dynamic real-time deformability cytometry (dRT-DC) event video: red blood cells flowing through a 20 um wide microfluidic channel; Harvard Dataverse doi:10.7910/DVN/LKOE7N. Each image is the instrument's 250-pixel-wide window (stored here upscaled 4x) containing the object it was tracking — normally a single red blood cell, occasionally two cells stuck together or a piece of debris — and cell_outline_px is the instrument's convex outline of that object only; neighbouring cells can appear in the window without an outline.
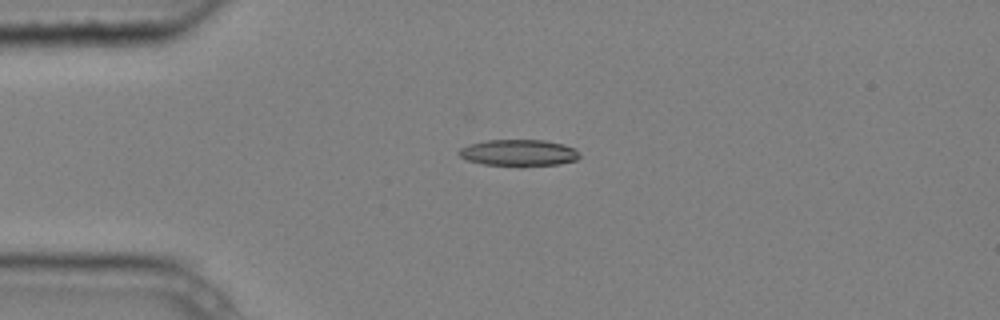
{"species": "common noctule bat (a hibernating species)", "species_latin": "Nyctalus noctula", "temperature_condition": "cold", "stored_images_in_passage": 6, "camera_frame_rate_fps": 3000, "um_per_image_px": 0.085, "animal": {"sex": "male", "body_mass_g": 20.4}, "frame": {"image": 1, "passage_image": 4, "time_ms": 1.0, "image_size_px": [1000, 320], "cell_outline_px": [[580, 156], [576, 160], [560, 164], [520, 168], [484, 164], [468, 160], [460, 156], [456, 152], [460, 148], [468, 144], [488, 140], [544, 140], [564, 144], [576, 148]], "centroid_in_image_um": [44.1, 13.01], "position_along_channel_um": 40.9, "area_um2": 19.25}}
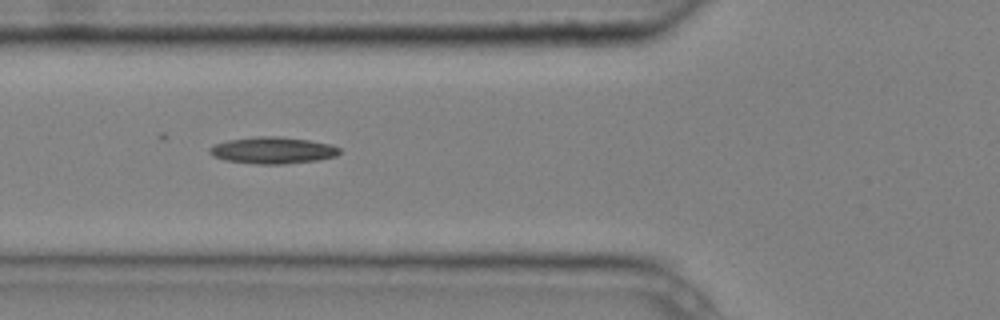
{"frame": {"image": 2, "passage_image": 6, "time_ms": 1.667, "image_size_px": [1000, 320], "cell_outline_px": [[340, 152], [336, 156], [320, 160], [284, 164], [256, 164], [224, 160], [212, 156], [208, 152], [208, 148], [216, 144], [228, 140], [256, 136], [280, 136], [308, 140], [332, 144], [340, 148]], "centroid_in_image_um": [23.19, 12.78], "position_along_channel_um": 102.6, "area_um2": 20.4}}